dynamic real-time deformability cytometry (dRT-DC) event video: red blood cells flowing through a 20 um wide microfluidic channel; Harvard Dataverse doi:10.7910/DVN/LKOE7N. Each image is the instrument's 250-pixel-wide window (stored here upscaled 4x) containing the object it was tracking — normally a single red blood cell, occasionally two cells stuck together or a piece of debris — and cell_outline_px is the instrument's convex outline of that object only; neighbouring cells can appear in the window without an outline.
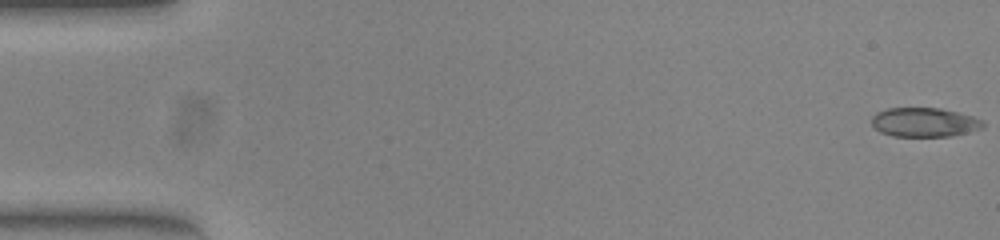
{"species": "common noctule bat (a hibernating species)", "species_latin": "Nyctalus noctula", "temperature_condition": "warm", "stored_images_in_passage": 53, "camera_frame_rate_fps": 3000, "um_per_image_px": 0.085, "animal": {"sex": "female", "body_mass_g": 23.0, "forearm_length_mm": 53.4}, "frame": {"image": 1, "passage_image": 1, "time_ms": 0.0, "image_size_px": [1000, 240], "cell_outline_px": [[984, 128], [952, 136], [892, 136], [880, 132], [872, 124], [872, 116], [876, 112], [888, 108], [940, 108], [972, 116], [984, 120]], "centroid_in_image_um": [78.58, 10.39], "position_along_channel_um": 6.4, "area_um2": 18.96}}
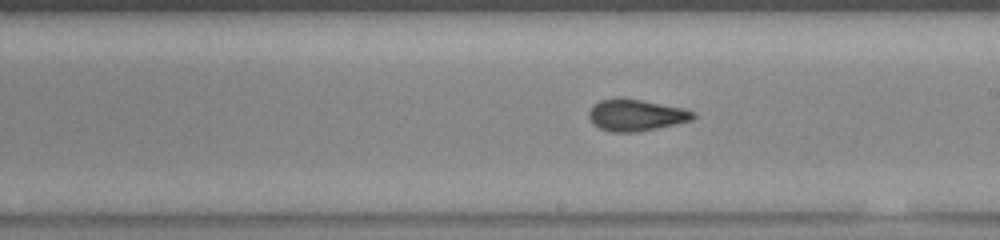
{"frame": {"image": 2, "passage_image": 30, "time_ms": 9.667, "image_size_px": [1000, 240], "cell_outline_px": [[696, 116], [692, 120], [676, 124], [640, 132], [612, 132], [600, 128], [592, 124], [588, 116], [588, 112], [592, 104], [600, 100], [616, 96], [640, 100], [684, 108], [696, 112]], "centroid_in_image_um": [54.03, 9.77], "position_along_channel_um": 235.0, "area_um2": 19.59}}
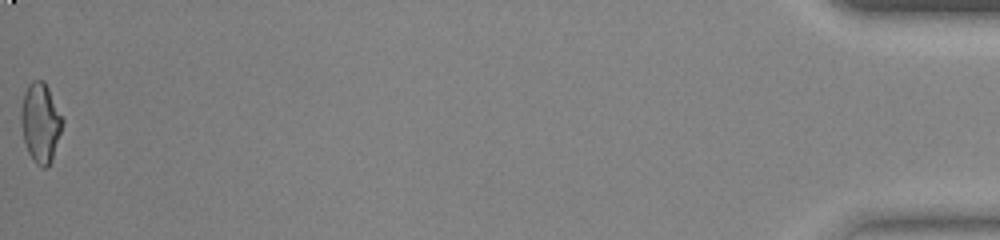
{"frame": {"image": 3, "passage_image": 53, "time_ms": 17.333, "image_size_px": [1000, 240], "cell_outline_px": [[64, 120], [52, 160], [44, 168], [40, 168], [36, 164], [28, 152], [24, 140], [20, 120], [20, 108], [24, 92], [28, 84], [32, 80], [44, 80]], "centroid_in_image_um": [3.42, 10.41], "position_along_channel_um": 431.8, "area_um2": 19.19}, "authors_computed_cell_mechanics": {"area_um2": 19.1318, "velocity_mm_per_s": 3.9166, "shape_relaxation_time_tau1_ms": null, "shape_relaxation_time_tau2_ms": 1.2158, "deformation_change_tau1": null, "deformation_change_tau2": 0.0551}}